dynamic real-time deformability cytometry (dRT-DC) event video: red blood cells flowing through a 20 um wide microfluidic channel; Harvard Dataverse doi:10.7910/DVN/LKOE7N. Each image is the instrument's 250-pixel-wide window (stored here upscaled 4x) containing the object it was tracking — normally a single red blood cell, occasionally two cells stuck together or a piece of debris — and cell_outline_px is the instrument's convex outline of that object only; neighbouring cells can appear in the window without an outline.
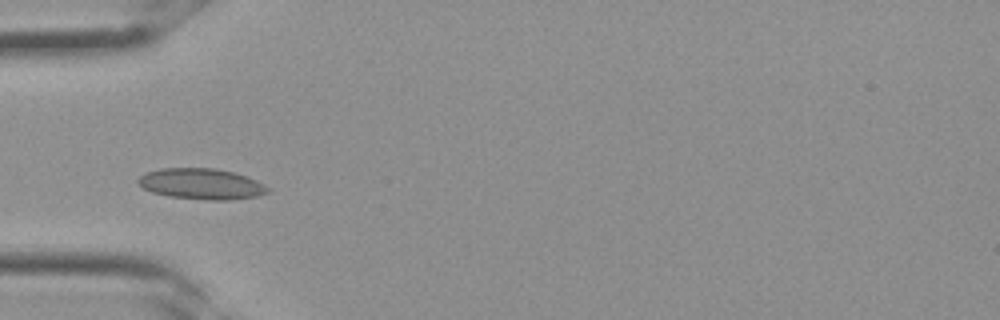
{"species": "Egyptian fruit bat (a non-hibernating species)", "species_latin": "Rousettus aegyptiacus", "temperature_condition": "room temperature", "stored_images_in_passage": 31, "camera_frame_rate_fps": 3000, "um_per_image_px": 0.085, "frame": {"image": 1, "passage_image": 8, "time_ms": 2.333, "image_size_px": [1000, 320], "cell_outline_px": [[272, 188], [268, 192], [256, 196], [232, 200], [208, 200], [168, 196], [152, 192], [144, 188], [136, 180], [144, 172], [160, 168], [216, 168], [248, 176]], "centroid_in_image_um": [17.13, 15.63], "position_along_channel_um": 67.9, "area_um2": 23.47}}
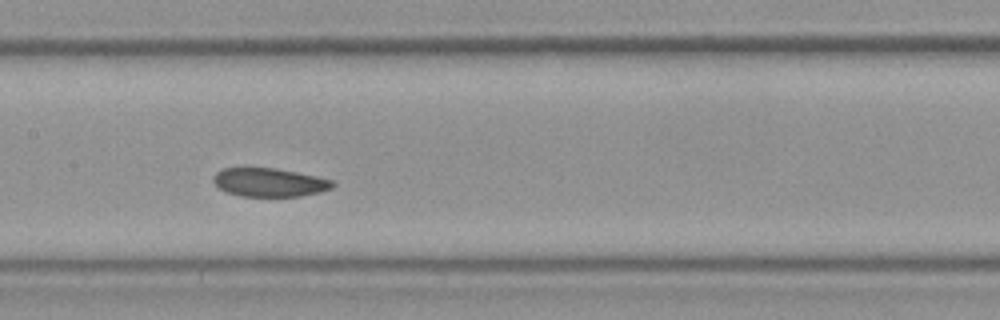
{"frame": {"image": 2, "passage_image": 14, "time_ms": 4.333, "image_size_px": [1000, 320], "cell_outline_px": [[336, 184], [332, 188], [320, 192], [300, 196], [240, 196], [228, 192], [220, 188], [212, 180], [212, 176], [220, 168], [276, 168], [316, 176], [332, 180]], "centroid_in_image_um": [22.89, 15.49], "position_along_channel_um": 184.5, "area_um2": 19.83}}
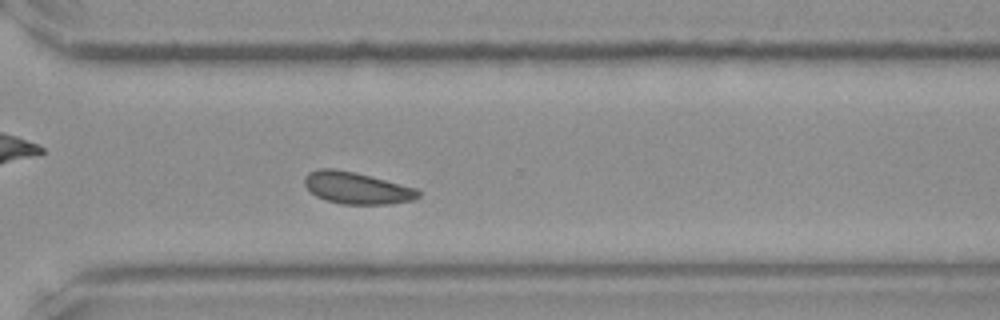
{"frame": {"image": 3, "passage_image": 22, "time_ms": 7.0, "image_size_px": [1000, 320], "cell_outline_px": [[420, 196], [412, 200], [388, 204], [340, 204], [316, 196], [304, 184], [304, 176], [308, 172], [320, 168], [332, 168], [356, 172], [416, 188], [420, 192]], "centroid_in_image_um": [30.31, 15.97], "position_along_channel_um": 340.3, "area_um2": 21.04}}